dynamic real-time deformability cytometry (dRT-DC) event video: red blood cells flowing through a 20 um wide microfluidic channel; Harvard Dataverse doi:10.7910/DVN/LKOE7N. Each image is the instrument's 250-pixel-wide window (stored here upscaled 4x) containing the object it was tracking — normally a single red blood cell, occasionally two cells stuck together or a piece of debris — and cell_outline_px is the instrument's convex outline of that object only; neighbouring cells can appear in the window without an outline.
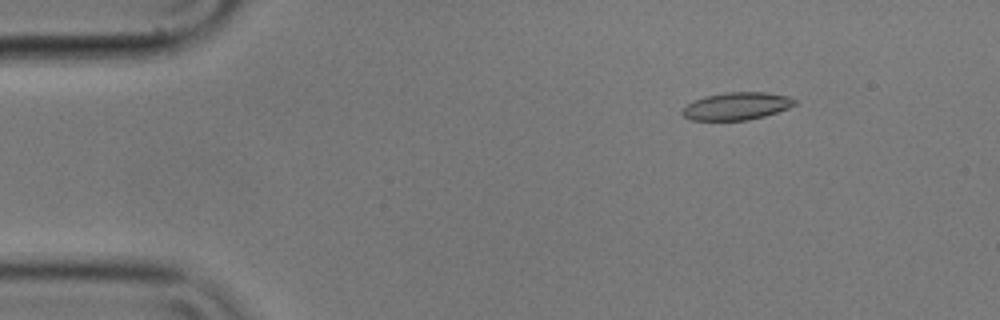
{"species": "common noctule bat (a hibernating species)", "species_latin": "Nyctalus noctula", "temperature_condition": "cold", "stored_images_in_passage": 56, "camera_frame_rate_fps": 3000, "um_per_image_px": 0.085, "animal": {"sex": "male", "body_mass_g": 17.9}, "frame": {"image": 1, "passage_image": 8, "time_ms": 2.333, "image_size_px": [1000, 320], "cell_outline_px": [[796, 104], [788, 108], [764, 116], [748, 120], [692, 120], [684, 116], [680, 112], [688, 104], [704, 96], [724, 92], [768, 92], [788, 96], [796, 100]], "centroid_in_image_um": [62.63, 9.01], "position_along_channel_um": 22.4, "area_um2": 17.98}}
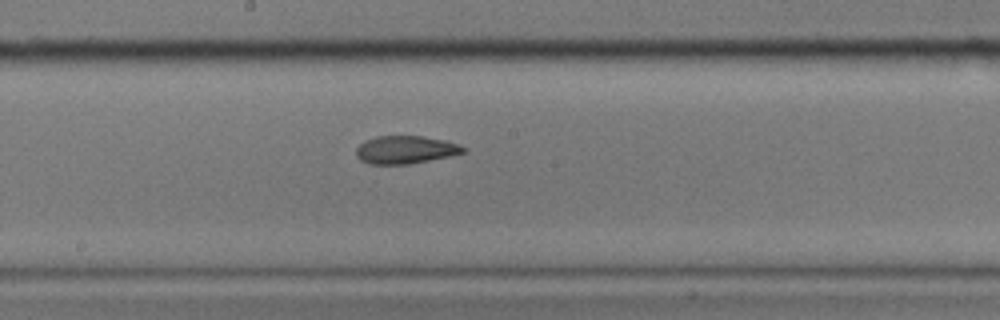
{"frame": {"image": 2, "passage_image": 30, "time_ms": 9.667, "image_size_px": [1000, 320], "cell_outline_px": [[468, 148], [464, 152], [452, 156], [408, 164], [368, 164], [360, 160], [356, 156], [356, 148], [364, 140], [376, 136], [424, 136], [444, 140], [460, 144]], "centroid_in_image_um": [34.47, 12.72], "position_along_channel_um": 213.7, "area_um2": 17.63}}
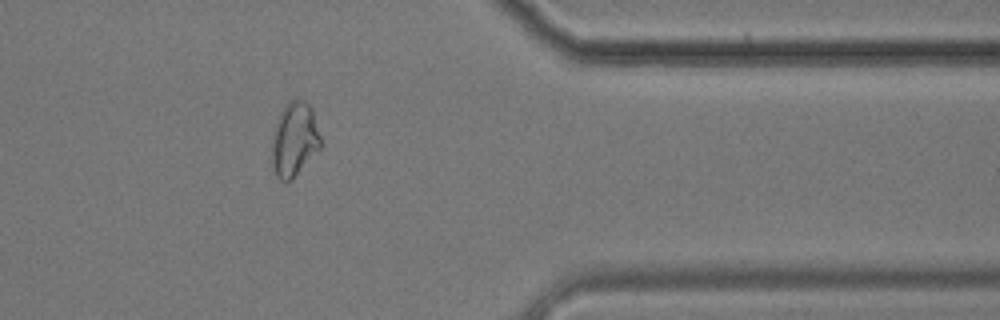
{"frame": {"image": 3, "passage_image": 46, "time_ms": 15.0, "image_size_px": [1000, 320], "cell_outline_px": [[320, 148], [292, 180], [280, 180], [276, 176], [272, 168], [272, 148], [276, 124], [280, 112], [284, 104], [288, 100], [304, 100], [312, 108], [320, 136]], "centroid_in_image_um": [25.02, 11.85], "position_along_channel_um": 386.4, "area_um2": 20.87}, "authors_computed_cell_mechanics": {"area_um2": 18.2937, "velocity_mm_per_s": 3.5592, "shape_relaxation_time_tau1_ms": null, "shape_relaxation_time_tau2_ms": 1.4338, "deformation_change_tau1": null, "deformation_change_tau2": 0.0717}}